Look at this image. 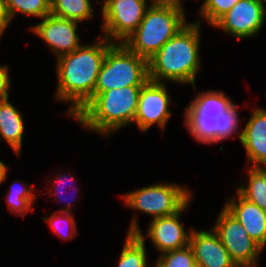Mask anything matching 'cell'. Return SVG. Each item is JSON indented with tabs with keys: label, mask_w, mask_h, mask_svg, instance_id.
<instances>
[{
	"label": "cell",
	"mask_w": 266,
	"mask_h": 267,
	"mask_svg": "<svg viewBox=\"0 0 266 267\" xmlns=\"http://www.w3.org/2000/svg\"><path fill=\"white\" fill-rule=\"evenodd\" d=\"M184 11L151 3L139 27L123 42L132 52L149 60L185 25Z\"/></svg>",
	"instance_id": "5"
},
{
	"label": "cell",
	"mask_w": 266,
	"mask_h": 267,
	"mask_svg": "<svg viewBox=\"0 0 266 267\" xmlns=\"http://www.w3.org/2000/svg\"><path fill=\"white\" fill-rule=\"evenodd\" d=\"M49 3H50V5L52 4V2L54 1V0H47Z\"/></svg>",
	"instance_id": "33"
},
{
	"label": "cell",
	"mask_w": 266,
	"mask_h": 267,
	"mask_svg": "<svg viewBox=\"0 0 266 267\" xmlns=\"http://www.w3.org/2000/svg\"><path fill=\"white\" fill-rule=\"evenodd\" d=\"M4 2L10 22L17 11L40 18L51 14V5L47 0H4Z\"/></svg>",
	"instance_id": "21"
},
{
	"label": "cell",
	"mask_w": 266,
	"mask_h": 267,
	"mask_svg": "<svg viewBox=\"0 0 266 267\" xmlns=\"http://www.w3.org/2000/svg\"><path fill=\"white\" fill-rule=\"evenodd\" d=\"M149 80L148 60L124 43H113L102 62L94 94L114 88L142 86Z\"/></svg>",
	"instance_id": "6"
},
{
	"label": "cell",
	"mask_w": 266,
	"mask_h": 267,
	"mask_svg": "<svg viewBox=\"0 0 266 267\" xmlns=\"http://www.w3.org/2000/svg\"><path fill=\"white\" fill-rule=\"evenodd\" d=\"M17 182L10 186V191L7 193L6 201L9 206L10 212L19 213L20 216H25V213L31 210L34 200L37 196H34L33 188H26L25 186H15ZM24 213V214H23Z\"/></svg>",
	"instance_id": "22"
},
{
	"label": "cell",
	"mask_w": 266,
	"mask_h": 267,
	"mask_svg": "<svg viewBox=\"0 0 266 267\" xmlns=\"http://www.w3.org/2000/svg\"><path fill=\"white\" fill-rule=\"evenodd\" d=\"M200 22L185 25L148 60L149 80L190 83L200 69Z\"/></svg>",
	"instance_id": "2"
},
{
	"label": "cell",
	"mask_w": 266,
	"mask_h": 267,
	"mask_svg": "<svg viewBox=\"0 0 266 267\" xmlns=\"http://www.w3.org/2000/svg\"><path fill=\"white\" fill-rule=\"evenodd\" d=\"M9 23L10 20L6 12L5 2L4 0H0V39Z\"/></svg>",
	"instance_id": "27"
},
{
	"label": "cell",
	"mask_w": 266,
	"mask_h": 267,
	"mask_svg": "<svg viewBox=\"0 0 266 267\" xmlns=\"http://www.w3.org/2000/svg\"><path fill=\"white\" fill-rule=\"evenodd\" d=\"M155 265L157 267H197L194 252L190 245L161 253V257Z\"/></svg>",
	"instance_id": "23"
},
{
	"label": "cell",
	"mask_w": 266,
	"mask_h": 267,
	"mask_svg": "<svg viewBox=\"0 0 266 267\" xmlns=\"http://www.w3.org/2000/svg\"><path fill=\"white\" fill-rule=\"evenodd\" d=\"M246 187L239 186L237 192L246 200L266 211V167H252L248 171Z\"/></svg>",
	"instance_id": "19"
},
{
	"label": "cell",
	"mask_w": 266,
	"mask_h": 267,
	"mask_svg": "<svg viewBox=\"0 0 266 267\" xmlns=\"http://www.w3.org/2000/svg\"><path fill=\"white\" fill-rule=\"evenodd\" d=\"M141 88L127 86L94 94L74 118L85 128L108 136L134 122Z\"/></svg>",
	"instance_id": "4"
},
{
	"label": "cell",
	"mask_w": 266,
	"mask_h": 267,
	"mask_svg": "<svg viewBox=\"0 0 266 267\" xmlns=\"http://www.w3.org/2000/svg\"><path fill=\"white\" fill-rule=\"evenodd\" d=\"M188 204L173 215L151 220L147 236L161 253L189 245L191 232L187 233L180 223V215Z\"/></svg>",
	"instance_id": "13"
},
{
	"label": "cell",
	"mask_w": 266,
	"mask_h": 267,
	"mask_svg": "<svg viewBox=\"0 0 266 267\" xmlns=\"http://www.w3.org/2000/svg\"><path fill=\"white\" fill-rule=\"evenodd\" d=\"M137 216L129 226L118 267H147L145 237L138 228Z\"/></svg>",
	"instance_id": "18"
},
{
	"label": "cell",
	"mask_w": 266,
	"mask_h": 267,
	"mask_svg": "<svg viewBox=\"0 0 266 267\" xmlns=\"http://www.w3.org/2000/svg\"><path fill=\"white\" fill-rule=\"evenodd\" d=\"M189 132L204 143H218L238 131L237 106L223 92L199 93L185 108Z\"/></svg>",
	"instance_id": "3"
},
{
	"label": "cell",
	"mask_w": 266,
	"mask_h": 267,
	"mask_svg": "<svg viewBox=\"0 0 266 267\" xmlns=\"http://www.w3.org/2000/svg\"><path fill=\"white\" fill-rule=\"evenodd\" d=\"M56 213L57 212L52 213L50 218L44 217L43 220L47 221L50 224L51 228L56 232V234H58L59 237L63 238L64 240L72 239L74 236H76L75 231L77 232V230H76V223H75V220H74L71 212H69V211L59 212L60 214L58 213L57 215H56ZM63 215H65V216H63ZM63 219H64V223L69 225L68 230H70V232H71L69 234L67 232H65V230H64V232L67 233V234H65L63 232V229H61L59 226V222H61L63 224V222H62ZM70 227L72 228V230ZM66 235H68V236H66Z\"/></svg>",
	"instance_id": "25"
},
{
	"label": "cell",
	"mask_w": 266,
	"mask_h": 267,
	"mask_svg": "<svg viewBox=\"0 0 266 267\" xmlns=\"http://www.w3.org/2000/svg\"><path fill=\"white\" fill-rule=\"evenodd\" d=\"M22 114L10 103L0 102V140L4 138L14 152H21L24 124Z\"/></svg>",
	"instance_id": "17"
},
{
	"label": "cell",
	"mask_w": 266,
	"mask_h": 267,
	"mask_svg": "<svg viewBox=\"0 0 266 267\" xmlns=\"http://www.w3.org/2000/svg\"><path fill=\"white\" fill-rule=\"evenodd\" d=\"M265 18L266 11L259 0H240L213 26L243 39L256 35Z\"/></svg>",
	"instance_id": "11"
},
{
	"label": "cell",
	"mask_w": 266,
	"mask_h": 267,
	"mask_svg": "<svg viewBox=\"0 0 266 267\" xmlns=\"http://www.w3.org/2000/svg\"><path fill=\"white\" fill-rule=\"evenodd\" d=\"M98 40L57 58L56 99L72 102L68 111L72 118L92 99L105 54L113 44L107 38Z\"/></svg>",
	"instance_id": "1"
},
{
	"label": "cell",
	"mask_w": 266,
	"mask_h": 267,
	"mask_svg": "<svg viewBox=\"0 0 266 267\" xmlns=\"http://www.w3.org/2000/svg\"><path fill=\"white\" fill-rule=\"evenodd\" d=\"M239 1L240 0H205L199 13L213 26Z\"/></svg>",
	"instance_id": "24"
},
{
	"label": "cell",
	"mask_w": 266,
	"mask_h": 267,
	"mask_svg": "<svg viewBox=\"0 0 266 267\" xmlns=\"http://www.w3.org/2000/svg\"><path fill=\"white\" fill-rule=\"evenodd\" d=\"M186 188L173 184H155L124 194V203L154 218L170 216L180 211L191 200Z\"/></svg>",
	"instance_id": "7"
},
{
	"label": "cell",
	"mask_w": 266,
	"mask_h": 267,
	"mask_svg": "<svg viewBox=\"0 0 266 267\" xmlns=\"http://www.w3.org/2000/svg\"><path fill=\"white\" fill-rule=\"evenodd\" d=\"M7 175V167L6 165L0 160V184L6 179Z\"/></svg>",
	"instance_id": "30"
},
{
	"label": "cell",
	"mask_w": 266,
	"mask_h": 267,
	"mask_svg": "<svg viewBox=\"0 0 266 267\" xmlns=\"http://www.w3.org/2000/svg\"><path fill=\"white\" fill-rule=\"evenodd\" d=\"M170 100L163 82L148 80L142 85L134 119L142 132H145L155 123L164 129L171 116L168 108L171 103Z\"/></svg>",
	"instance_id": "10"
},
{
	"label": "cell",
	"mask_w": 266,
	"mask_h": 267,
	"mask_svg": "<svg viewBox=\"0 0 266 267\" xmlns=\"http://www.w3.org/2000/svg\"><path fill=\"white\" fill-rule=\"evenodd\" d=\"M92 11L90 0H54L51 4L52 15L75 22L92 18Z\"/></svg>",
	"instance_id": "20"
},
{
	"label": "cell",
	"mask_w": 266,
	"mask_h": 267,
	"mask_svg": "<svg viewBox=\"0 0 266 267\" xmlns=\"http://www.w3.org/2000/svg\"><path fill=\"white\" fill-rule=\"evenodd\" d=\"M152 3L159 4V5H165L169 7H175L180 10H184L182 8L181 0H152Z\"/></svg>",
	"instance_id": "28"
},
{
	"label": "cell",
	"mask_w": 266,
	"mask_h": 267,
	"mask_svg": "<svg viewBox=\"0 0 266 267\" xmlns=\"http://www.w3.org/2000/svg\"><path fill=\"white\" fill-rule=\"evenodd\" d=\"M239 139L253 167H266V109L256 108Z\"/></svg>",
	"instance_id": "15"
},
{
	"label": "cell",
	"mask_w": 266,
	"mask_h": 267,
	"mask_svg": "<svg viewBox=\"0 0 266 267\" xmlns=\"http://www.w3.org/2000/svg\"><path fill=\"white\" fill-rule=\"evenodd\" d=\"M189 245L197 267H237L213 228L210 232L192 230Z\"/></svg>",
	"instance_id": "14"
},
{
	"label": "cell",
	"mask_w": 266,
	"mask_h": 267,
	"mask_svg": "<svg viewBox=\"0 0 266 267\" xmlns=\"http://www.w3.org/2000/svg\"><path fill=\"white\" fill-rule=\"evenodd\" d=\"M147 0H110L103 8V29L112 43H123L144 18ZM116 40V41H115Z\"/></svg>",
	"instance_id": "9"
},
{
	"label": "cell",
	"mask_w": 266,
	"mask_h": 267,
	"mask_svg": "<svg viewBox=\"0 0 266 267\" xmlns=\"http://www.w3.org/2000/svg\"><path fill=\"white\" fill-rule=\"evenodd\" d=\"M42 19L43 21L31 28L57 54V58L80 46V38L76 33L77 22L52 14Z\"/></svg>",
	"instance_id": "12"
},
{
	"label": "cell",
	"mask_w": 266,
	"mask_h": 267,
	"mask_svg": "<svg viewBox=\"0 0 266 267\" xmlns=\"http://www.w3.org/2000/svg\"><path fill=\"white\" fill-rule=\"evenodd\" d=\"M232 261L239 267H256L262 248L225 207L213 227Z\"/></svg>",
	"instance_id": "8"
},
{
	"label": "cell",
	"mask_w": 266,
	"mask_h": 267,
	"mask_svg": "<svg viewBox=\"0 0 266 267\" xmlns=\"http://www.w3.org/2000/svg\"><path fill=\"white\" fill-rule=\"evenodd\" d=\"M238 201L227 200L224 207L237 218L248 235L263 249L266 245V211L238 192Z\"/></svg>",
	"instance_id": "16"
},
{
	"label": "cell",
	"mask_w": 266,
	"mask_h": 267,
	"mask_svg": "<svg viewBox=\"0 0 266 267\" xmlns=\"http://www.w3.org/2000/svg\"><path fill=\"white\" fill-rule=\"evenodd\" d=\"M109 1H110V0H105V2H104V4H103L102 8H103Z\"/></svg>",
	"instance_id": "32"
},
{
	"label": "cell",
	"mask_w": 266,
	"mask_h": 267,
	"mask_svg": "<svg viewBox=\"0 0 266 267\" xmlns=\"http://www.w3.org/2000/svg\"><path fill=\"white\" fill-rule=\"evenodd\" d=\"M66 179H67L66 176H63V175H62V177L60 176V178H58V180H57V181L59 182L57 186H59V184L62 183V182L64 183ZM63 183H62V184H63ZM67 184H68V183H67ZM60 188H61V187H56V190H55V191H57L58 194L61 192ZM72 189H73V188H72ZM57 193L54 192L55 195H56ZM60 195H61V194H60ZM61 196H62V195H61ZM59 197H60V196H59ZM68 206H69V209H68V208H67V209L65 208L64 210H63V209L60 210V212H66V211L71 212V210H70V209H71L70 202H68Z\"/></svg>",
	"instance_id": "29"
},
{
	"label": "cell",
	"mask_w": 266,
	"mask_h": 267,
	"mask_svg": "<svg viewBox=\"0 0 266 267\" xmlns=\"http://www.w3.org/2000/svg\"><path fill=\"white\" fill-rule=\"evenodd\" d=\"M10 78H9V72L6 66H0V102L7 100L8 90L10 87Z\"/></svg>",
	"instance_id": "26"
},
{
	"label": "cell",
	"mask_w": 266,
	"mask_h": 267,
	"mask_svg": "<svg viewBox=\"0 0 266 267\" xmlns=\"http://www.w3.org/2000/svg\"><path fill=\"white\" fill-rule=\"evenodd\" d=\"M260 1V3L263 5V7H264V9H265V11H266V7H265V5H264V3L266 2V0H259Z\"/></svg>",
	"instance_id": "31"
}]
</instances>
